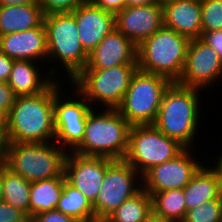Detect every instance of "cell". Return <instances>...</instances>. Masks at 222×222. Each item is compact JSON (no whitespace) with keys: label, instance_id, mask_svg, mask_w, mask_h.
Returning <instances> with one entry per match:
<instances>
[{"label":"cell","instance_id":"1","mask_svg":"<svg viewBox=\"0 0 222 222\" xmlns=\"http://www.w3.org/2000/svg\"><path fill=\"white\" fill-rule=\"evenodd\" d=\"M200 91L203 90L172 82L163 94L153 123L160 132L185 148L194 149L195 137L199 136V126L202 125L199 116H202L200 94L203 93Z\"/></svg>","mask_w":222,"mask_h":222},{"label":"cell","instance_id":"2","mask_svg":"<svg viewBox=\"0 0 222 222\" xmlns=\"http://www.w3.org/2000/svg\"><path fill=\"white\" fill-rule=\"evenodd\" d=\"M55 139L54 82L43 92L18 96L8 114L7 142L49 143Z\"/></svg>","mask_w":222,"mask_h":222},{"label":"cell","instance_id":"3","mask_svg":"<svg viewBox=\"0 0 222 222\" xmlns=\"http://www.w3.org/2000/svg\"><path fill=\"white\" fill-rule=\"evenodd\" d=\"M130 128L131 125L117 109H92L87 115L83 140L73 152L82 156L123 160L128 149Z\"/></svg>","mask_w":222,"mask_h":222},{"label":"cell","instance_id":"4","mask_svg":"<svg viewBox=\"0 0 222 222\" xmlns=\"http://www.w3.org/2000/svg\"><path fill=\"white\" fill-rule=\"evenodd\" d=\"M190 39L162 26L137 46V66L144 72L177 82L181 76Z\"/></svg>","mask_w":222,"mask_h":222},{"label":"cell","instance_id":"5","mask_svg":"<svg viewBox=\"0 0 222 222\" xmlns=\"http://www.w3.org/2000/svg\"><path fill=\"white\" fill-rule=\"evenodd\" d=\"M43 22L47 33V61L55 62V68L58 65L62 70L65 68L71 82L88 61V54L78 37L75 18L71 12L51 13L44 16Z\"/></svg>","mask_w":222,"mask_h":222},{"label":"cell","instance_id":"6","mask_svg":"<svg viewBox=\"0 0 222 222\" xmlns=\"http://www.w3.org/2000/svg\"><path fill=\"white\" fill-rule=\"evenodd\" d=\"M66 154L55 141L7 142L5 166L31 183L60 176L64 172Z\"/></svg>","mask_w":222,"mask_h":222},{"label":"cell","instance_id":"7","mask_svg":"<svg viewBox=\"0 0 222 222\" xmlns=\"http://www.w3.org/2000/svg\"><path fill=\"white\" fill-rule=\"evenodd\" d=\"M137 65H119L107 69H83L70 83L93 109H117L130 85ZM97 103V104H96ZM99 103V104H98ZM98 105L97 107L94 106Z\"/></svg>","mask_w":222,"mask_h":222},{"label":"cell","instance_id":"8","mask_svg":"<svg viewBox=\"0 0 222 222\" xmlns=\"http://www.w3.org/2000/svg\"><path fill=\"white\" fill-rule=\"evenodd\" d=\"M171 83L168 78L137 69L118 112L131 126L153 125L163 94Z\"/></svg>","mask_w":222,"mask_h":222},{"label":"cell","instance_id":"9","mask_svg":"<svg viewBox=\"0 0 222 222\" xmlns=\"http://www.w3.org/2000/svg\"><path fill=\"white\" fill-rule=\"evenodd\" d=\"M184 149L177 140L164 135L154 125H135L129 131L124 160L143 176L154 166L175 158Z\"/></svg>","mask_w":222,"mask_h":222},{"label":"cell","instance_id":"10","mask_svg":"<svg viewBox=\"0 0 222 222\" xmlns=\"http://www.w3.org/2000/svg\"><path fill=\"white\" fill-rule=\"evenodd\" d=\"M61 81H54V141L66 152H73L83 140L87 115L93 107L71 84V97L63 92Z\"/></svg>","mask_w":222,"mask_h":222},{"label":"cell","instance_id":"11","mask_svg":"<svg viewBox=\"0 0 222 222\" xmlns=\"http://www.w3.org/2000/svg\"><path fill=\"white\" fill-rule=\"evenodd\" d=\"M142 190V176L124 159L106 169L97 198L92 204L95 221L107 219L123 202Z\"/></svg>","mask_w":222,"mask_h":222},{"label":"cell","instance_id":"12","mask_svg":"<svg viewBox=\"0 0 222 222\" xmlns=\"http://www.w3.org/2000/svg\"><path fill=\"white\" fill-rule=\"evenodd\" d=\"M222 81V61L218 54L200 38L190 39L180 85L209 89Z\"/></svg>","mask_w":222,"mask_h":222},{"label":"cell","instance_id":"13","mask_svg":"<svg viewBox=\"0 0 222 222\" xmlns=\"http://www.w3.org/2000/svg\"><path fill=\"white\" fill-rule=\"evenodd\" d=\"M192 148H185L175 158L154 166L142 176V189L151 196L155 192L182 189L203 165Z\"/></svg>","mask_w":222,"mask_h":222},{"label":"cell","instance_id":"14","mask_svg":"<svg viewBox=\"0 0 222 222\" xmlns=\"http://www.w3.org/2000/svg\"><path fill=\"white\" fill-rule=\"evenodd\" d=\"M113 161L106 157L82 156L74 152H67L64 161L66 180L93 204L102 185L106 169Z\"/></svg>","mask_w":222,"mask_h":222},{"label":"cell","instance_id":"15","mask_svg":"<svg viewBox=\"0 0 222 222\" xmlns=\"http://www.w3.org/2000/svg\"><path fill=\"white\" fill-rule=\"evenodd\" d=\"M115 26L138 46L163 26L162 4L125 7L115 15Z\"/></svg>","mask_w":222,"mask_h":222},{"label":"cell","instance_id":"16","mask_svg":"<svg viewBox=\"0 0 222 222\" xmlns=\"http://www.w3.org/2000/svg\"><path fill=\"white\" fill-rule=\"evenodd\" d=\"M78 37L87 54H90L101 40L108 35L115 26V15L92 4L89 0L73 10Z\"/></svg>","mask_w":222,"mask_h":222},{"label":"cell","instance_id":"17","mask_svg":"<svg viewBox=\"0 0 222 222\" xmlns=\"http://www.w3.org/2000/svg\"><path fill=\"white\" fill-rule=\"evenodd\" d=\"M119 65H137V46L115 28L88 54L84 69H107Z\"/></svg>","mask_w":222,"mask_h":222},{"label":"cell","instance_id":"18","mask_svg":"<svg viewBox=\"0 0 222 222\" xmlns=\"http://www.w3.org/2000/svg\"><path fill=\"white\" fill-rule=\"evenodd\" d=\"M0 51L16 60H47V33L44 22L38 27L0 36ZM41 60V61H40Z\"/></svg>","mask_w":222,"mask_h":222},{"label":"cell","instance_id":"19","mask_svg":"<svg viewBox=\"0 0 222 222\" xmlns=\"http://www.w3.org/2000/svg\"><path fill=\"white\" fill-rule=\"evenodd\" d=\"M41 66H43V68H40ZM44 67L45 66L43 63L41 64L36 61H14L9 79L7 81V84L13 90L14 95L18 97L40 94L46 90L55 80L60 79L59 76L57 78V75H59L57 74L59 73L57 71L60 70L55 69L53 66L51 68ZM46 69L48 73H46Z\"/></svg>","mask_w":222,"mask_h":222},{"label":"cell","instance_id":"20","mask_svg":"<svg viewBox=\"0 0 222 222\" xmlns=\"http://www.w3.org/2000/svg\"><path fill=\"white\" fill-rule=\"evenodd\" d=\"M163 25L189 39L202 35L201 0H164Z\"/></svg>","mask_w":222,"mask_h":222},{"label":"cell","instance_id":"21","mask_svg":"<svg viewBox=\"0 0 222 222\" xmlns=\"http://www.w3.org/2000/svg\"><path fill=\"white\" fill-rule=\"evenodd\" d=\"M206 164V165H205ZM204 164L193 175L190 182L183 188L186 211L216 199H222L217 173Z\"/></svg>","mask_w":222,"mask_h":222},{"label":"cell","instance_id":"22","mask_svg":"<svg viewBox=\"0 0 222 222\" xmlns=\"http://www.w3.org/2000/svg\"><path fill=\"white\" fill-rule=\"evenodd\" d=\"M44 14L39 5H19L0 7V36L38 27Z\"/></svg>","mask_w":222,"mask_h":222},{"label":"cell","instance_id":"23","mask_svg":"<svg viewBox=\"0 0 222 222\" xmlns=\"http://www.w3.org/2000/svg\"><path fill=\"white\" fill-rule=\"evenodd\" d=\"M65 180L66 176L63 172L58 177L31 182L29 215L34 216L44 211L55 210Z\"/></svg>","mask_w":222,"mask_h":222},{"label":"cell","instance_id":"24","mask_svg":"<svg viewBox=\"0 0 222 222\" xmlns=\"http://www.w3.org/2000/svg\"><path fill=\"white\" fill-rule=\"evenodd\" d=\"M56 210L75 218L78 222H95L92 203L67 180L64 181Z\"/></svg>","mask_w":222,"mask_h":222},{"label":"cell","instance_id":"25","mask_svg":"<svg viewBox=\"0 0 222 222\" xmlns=\"http://www.w3.org/2000/svg\"><path fill=\"white\" fill-rule=\"evenodd\" d=\"M184 199L183 188L155 192L152 195V214L171 222H183L187 212Z\"/></svg>","mask_w":222,"mask_h":222},{"label":"cell","instance_id":"26","mask_svg":"<svg viewBox=\"0 0 222 222\" xmlns=\"http://www.w3.org/2000/svg\"><path fill=\"white\" fill-rule=\"evenodd\" d=\"M31 183L21 175L13 173L5 165L2 167L3 202L22 211L29 216Z\"/></svg>","mask_w":222,"mask_h":222},{"label":"cell","instance_id":"27","mask_svg":"<svg viewBox=\"0 0 222 222\" xmlns=\"http://www.w3.org/2000/svg\"><path fill=\"white\" fill-rule=\"evenodd\" d=\"M152 214V196L142 189L123 202L107 219L110 222H146Z\"/></svg>","mask_w":222,"mask_h":222},{"label":"cell","instance_id":"28","mask_svg":"<svg viewBox=\"0 0 222 222\" xmlns=\"http://www.w3.org/2000/svg\"><path fill=\"white\" fill-rule=\"evenodd\" d=\"M183 222H222V199L205 202L188 210Z\"/></svg>","mask_w":222,"mask_h":222},{"label":"cell","instance_id":"29","mask_svg":"<svg viewBox=\"0 0 222 222\" xmlns=\"http://www.w3.org/2000/svg\"><path fill=\"white\" fill-rule=\"evenodd\" d=\"M202 34L222 30V0H201Z\"/></svg>","mask_w":222,"mask_h":222},{"label":"cell","instance_id":"30","mask_svg":"<svg viewBox=\"0 0 222 222\" xmlns=\"http://www.w3.org/2000/svg\"><path fill=\"white\" fill-rule=\"evenodd\" d=\"M86 0H38V5L45 15L51 13L72 12Z\"/></svg>","mask_w":222,"mask_h":222},{"label":"cell","instance_id":"31","mask_svg":"<svg viewBox=\"0 0 222 222\" xmlns=\"http://www.w3.org/2000/svg\"><path fill=\"white\" fill-rule=\"evenodd\" d=\"M35 222H78L75 218L65 215L58 210H50L33 216Z\"/></svg>","mask_w":222,"mask_h":222},{"label":"cell","instance_id":"32","mask_svg":"<svg viewBox=\"0 0 222 222\" xmlns=\"http://www.w3.org/2000/svg\"><path fill=\"white\" fill-rule=\"evenodd\" d=\"M26 215L15 207L5 203H0V222H20Z\"/></svg>","mask_w":222,"mask_h":222},{"label":"cell","instance_id":"33","mask_svg":"<svg viewBox=\"0 0 222 222\" xmlns=\"http://www.w3.org/2000/svg\"><path fill=\"white\" fill-rule=\"evenodd\" d=\"M200 39L209 45L222 61V30L204 32Z\"/></svg>","mask_w":222,"mask_h":222},{"label":"cell","instance_id":"34","mask_svg":"<svg viewBox=\"0 0 222 222\" xmlns=\"http://www.w3.org/2000/svg\"><path fill=\"white\" fill-rule=\"evenodd\" d=\"M15 98L11 87L7 83L0 82V109L9 114Z\"/></svg>","mask_w":222,"mask_h":222},{"label":"cell","instance_id":"35","mask_svg":"<svg viewBox=\"0 0 222 222\" xmlns=\"http://www.w3.org/2000/svg\"><path fill=\"white\" fill-rule=\"evenodd\" d=\"M95 6L116 15L126 7L125 0H89Z\"/></svg>","mask_w":222,"mask_h":222},{"label":"cell","instance_id":"36","mask_svg":"<svg viewBox=\"0 0 222 222\" xmlns=\"http://www.w3.org/2000/svg\"><path fill=\"white\" fill-rule=\"evenodd\" d=\"M14 60L0 51V82L7 83Z\"/></svg>","mask_w":222,"mask_h":222},{"label":"cell","instance_id":"37","mask_svg":"<svg viewBox=\"0 0 222 222\" xmlns=\"http://www.w3.org/2000/svg\"><path fill=\"white\" fill-rule=\"evenodd\" d=\"M213 165L211 166L212 169L217 173L218 179H219V189H220V194L222 196V152L221 154L217 157L216 161L214 158Z\"/></svg>","mask_w":222,"mask_h":222},{"label":"cell","instance_id":"38","mask_svg":"<svg viewBox=\"0 0 222 222\" xmlns=\"http://www.w3.org/2000/svg\"><path fill=\"white\" fill-rule=\"evenodd\" d=\"M38 5V0H0L1 6Z\"/></svg>","mask_w":222,"mask_h":222},{"label":"cell","instance_id":"39","mask_svg":"<svg viewBox=\"0 0 222 222\" xmlns=\"http://www.w3.org/2000/svg\"><path fill=\"white\" fill-rule=\"evenodd\" d=\"M7 140L3 134H0V168L6 163Z\"/></svg>","mask_w":222,"mask_h":222},{"label":"cell","instance_id":"40","mask_svg":"<svg viewBox=\"0 0 222 222\" xmlns=\"http://www.w3.org/2000/svg\"><path fill=\"white\" fill-rule=\"evenodd\" d=\"M164 0H125L126 7L141 6L147 4H162Z\"/></svg>","mask_w":222,"mask_h":222},{"label":"cell","instance_id":"41","mask_svg":"<svg viewBox=\"0 0 222 222\" xmlns=\"http://www.w3.org/2000/svg\"><path fill=\"white\" fill-rule=\"evenodd\" d=\"M8 127V114L0 109V134L6 137Z\"/></svg>","mask_w":222,"mask_h":222},{"label":"cell","instance_id":"42","mask_svg":"<svg viewBox=\"0 0 222 222\" xmlns=\"http://www.w3.org/2000/svg\"><path fill=\"white\" fill-rule=\"evenodd\" d=\"M146 222H171V221L156 217L153 214H151V216L146 220Z\"/></svg>","mask_w":222,"mask_h":222},{"label":"cell","instance_id":"43","mask_svg":"<svg viewBox=\"0 0 222 222\" xmlns=\"http://www.w3.org/2000/svg\"><path fill=\"white\" fill-rule=\"evenodd\" d=\"M3 202V192H2V167L0 168V203Z\"/></svg>","mask_w":222,"mask_h":222},{"label":"cell","instance_id":"44","mask_svg":"<svg viewBox=\"0 0 222 222\" xmlns=\"http://www.w3.org/2000/svg\"><path fill=\"white\" fill-rule=\"evenodd\" d=\"M20 222H35L33 216H26L25 218H23Z\"/></svg>","mask_w":222,"mask_h":222},{"label":"cell","instance_id":"45","mask_svg":"<svg viewBox=\"0 0 222 222\" xmlns=\"http://www.w3.org/2000/svg\"><path fill=\"white\" fill-rule=\"evenodd\" d=\"M95 222H110L108 219L97 220Z\"/></svg>","mask_w":222,"mask_h":222}]
</instances>
